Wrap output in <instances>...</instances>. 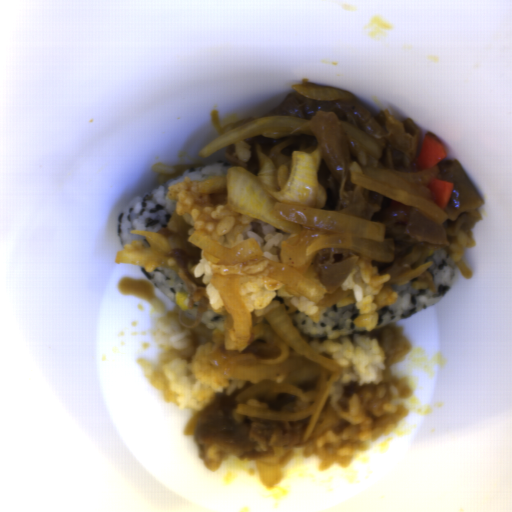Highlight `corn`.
<instances>
[{
  "label": "corn",
  "mask_w": 512,
  "mask_h": 512,
  "mask_svg": "<svg viewBox=\"0 0 512 512\" xmlns=\"http://www.w3.org/2000/svg\"><path fill=\"white\" fill-rule=\"evenodd\" d=\"M174 295H175V305L182 311L187 310L189 296L186 295L185 293H179V292Z\"/></svg>",
  "instance_id": "1"
}]
</instances>
